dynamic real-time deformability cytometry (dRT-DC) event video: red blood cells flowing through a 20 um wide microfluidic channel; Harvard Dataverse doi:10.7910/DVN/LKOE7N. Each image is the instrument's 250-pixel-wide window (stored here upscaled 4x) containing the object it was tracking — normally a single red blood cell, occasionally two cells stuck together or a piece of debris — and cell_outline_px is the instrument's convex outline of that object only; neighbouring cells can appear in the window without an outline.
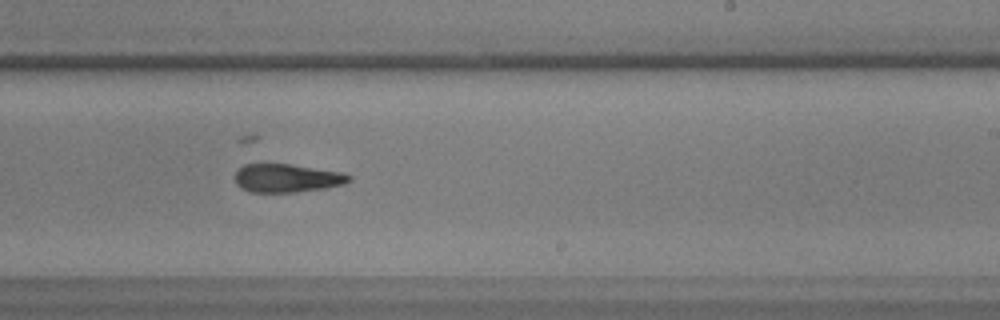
{"species": "common noctule bat (a hibernating species)", "species_latin": "Nyctalus noctula", "temperature_condition": "warm", "stored_images_in_passage": 34, "camera_frame_rate_fps": 3000, "um_per_image_px": 0.085, "animal": {"sex": "male", "body_mass_g": 17.9, "forearm_length_mm": 54.2}, "frame": {"image": 1, "passage_image": 20, "time_ms": 6.333, "image_size_px": [1000, 320], "cell_outline_px": [[352, 180], [344, 184], [324, 188], [292, 192], [248, 192], [240, 188], [236, 184], [236, 172], [244, 164], [288, 164], [344, 172], [352, 176]], "centroid_in_image_um": [24.41, 15.14], "position_along_channel_um": 264.6, "area_um2": 18.84}}
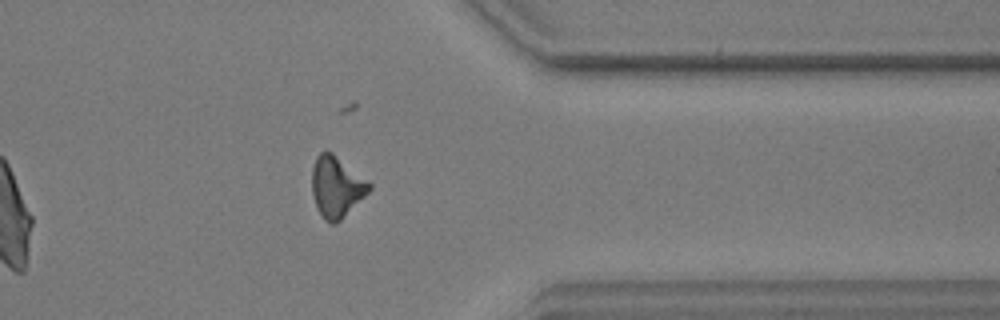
{"frame": {"image": 2, "passage_image": 29, "time_ms": 9.333, "image_size_px": [1000, 320], "cell_outline_px": [[372, 188], [336, 224], [332, 224], [324, 220], [316, 208], [312, 196], [312, 168], [316, 156], [320, 152], [332, 152], [368, 180], [372, 184]], "centroid_in_image_um": [28.58, 15.88], "position_along_channel_um": 382.8, "area_um2": 20.35}}